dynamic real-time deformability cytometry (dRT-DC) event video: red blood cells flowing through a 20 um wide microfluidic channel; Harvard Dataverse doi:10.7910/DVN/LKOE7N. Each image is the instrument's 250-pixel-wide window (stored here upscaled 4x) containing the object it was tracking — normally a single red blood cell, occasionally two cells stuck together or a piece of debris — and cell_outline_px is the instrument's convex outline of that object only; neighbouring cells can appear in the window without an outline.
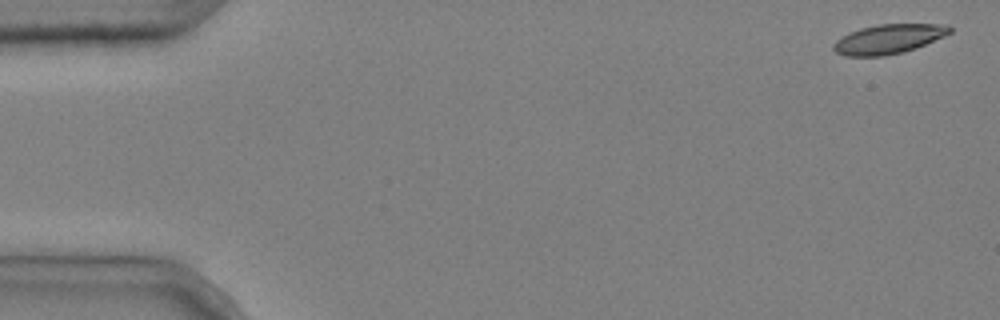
{"species": "common noctule bat (a hibernating species)", "species_latin": "Nyctalus noctula", "temperature_condition": "cold", "stored_images_in_passage": 4, "camera_frame_rate_fps": 3000, "um_per_image_px": 0.085, "animal": {"sex": "male", "body_mass_g": 20.4}, "frame": {"image": 1, "passage_image": 1, "time_ms": 0.0, "image_size_px": [1000, 320], "cell_outline_px": [[952, 32], [944, 36], [924, 44], [900, 52], [884, 56], [844, 56], [836, 52], [832, 48], [832, 44], [836, 40], [860, 28], [876, 24], [948, 24], [952, 28]], "centroid_in_image_um": [75.51, 3.3], "position_along_channel_um": 9.5, "area_um2": 19.71}}
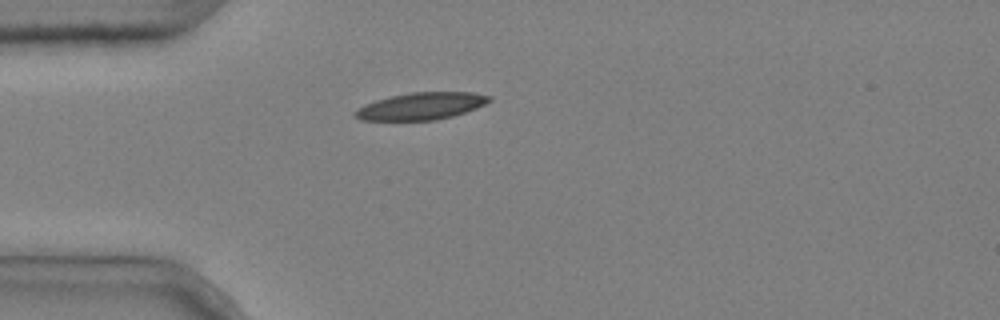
{"frame": {"image": 2, "passage_image": 4, "time_ms": 1.0, "image_size_px": [1000, 320], "cell_outline_px": [[492, 100], [476, 108], [452, 116], [436, 120], [360, 120], [352, 116], [352, 112], [364, 104], [376, 100], [392, 96], [412, 92], [472, 92], [492, 96]], "centroid_in_image_um": [35.77, 9.02], "position_along_channel_um": 49.2, "area_um2": 21.21}}